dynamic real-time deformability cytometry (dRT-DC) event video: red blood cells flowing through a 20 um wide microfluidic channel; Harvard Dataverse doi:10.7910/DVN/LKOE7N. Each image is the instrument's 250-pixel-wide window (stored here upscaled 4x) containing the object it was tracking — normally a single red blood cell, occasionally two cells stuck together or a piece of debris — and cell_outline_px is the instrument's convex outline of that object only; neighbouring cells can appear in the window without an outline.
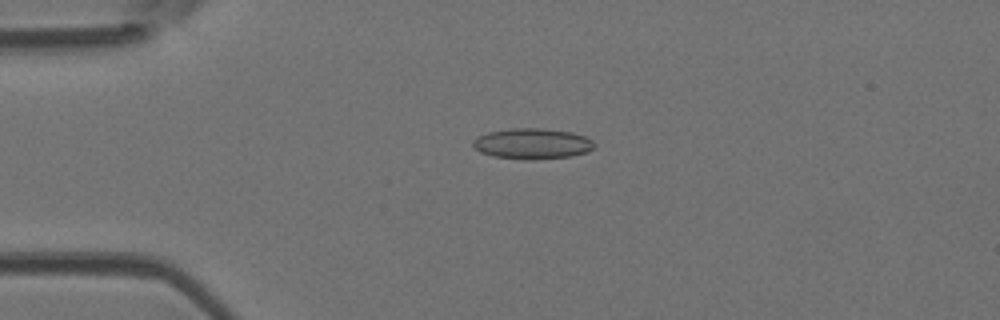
{"species": "Egyptian fruit bat (a non-hibernating species)", "species_latin": "Rousettus aegyptiacus", "temperature_condition": "room temperature", "stored_images_in_passage": 40, "camera_frame_rate_fps": 3000, "um_per_image_px": 0.085, "animal": {"sex": "female"}, "frame": {"image": 1, "passage_image": 2, "time_ms": 0.333, "image_size_px": [1000, 320], "cell_outline_px": [[596, 148], [588, 152], [572, 156], [532, 160], [524, 160], [496, 156], [480, 152], [472, 144], [472, 140], [488, 132], [512, 128], [544, 128], [572, 132], [584, 136], [592, 140], [596, 144]], "centroid_in_image_um": [45.3, 12.21], "position_along_channel_um": 39.7, "area_um2": 21.85}}
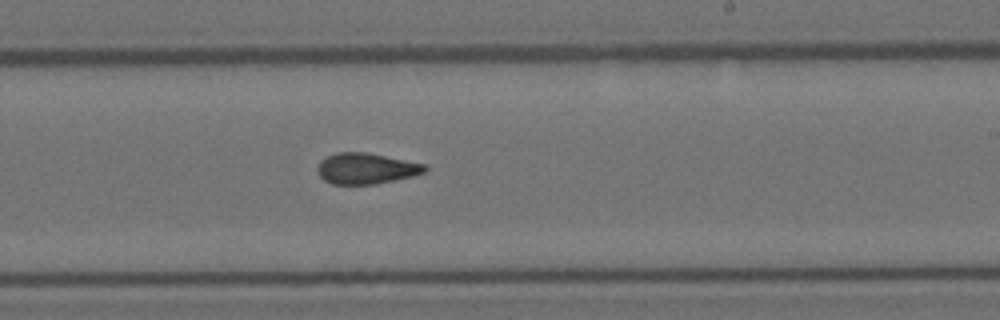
{"frame": {"image": 2, "passage_image": 20, "time_ms": 6.333, "image_size_px": [1000, 320], "cell_outline_px": [[428, 168], [424, 172], [412, 176], [376, 184], [332, 184], [324, 180], [320, 176], [316, 168], [320, 160], [336, 152], [364, 152], [424, 164]], "centroid_in_image_um": [31.07, 14.32], "position_along_channel_um": 257.9, "area_um2": 19.13}}
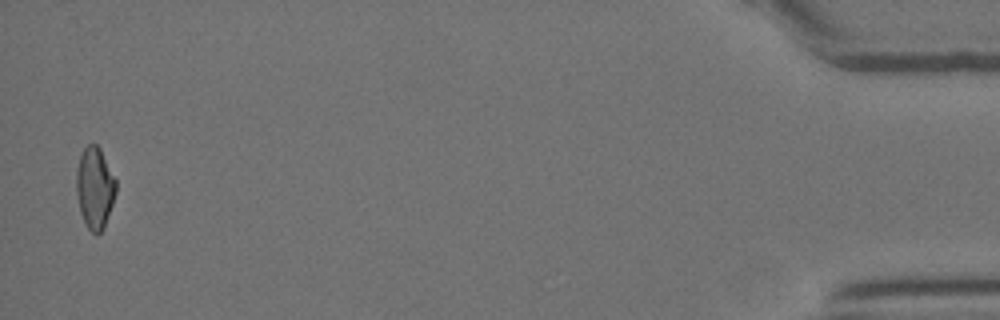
{"frame": {"image": 3, "passage_image": 39, "time_ms": 12.667, "image_size_px": [1000, 320], "cell_outline_px": [[116, 192], [104, 228], [96, 236], [88, 228], [80, 212], [76, 192], [76, 172], [80, 156], [84, 148], [88, 144], [96, 144], [100, 148], [116, 180]], "centroid_in_image_um": [8.05, 15.97], "position_along_channel_um": 427.1, "area_um2": 18.73}, "authors_computed_cell_mechanics": {"area_um2": 19.4497, "velocity_mm_per_s": 4.1018, "shape_relaxation_time_tau1_ms": null, "shape_relaxation_time_tau2_ms": 3.2303, "deformation_change_tau1": null, "deformation_change_tau2": 0.0864}}